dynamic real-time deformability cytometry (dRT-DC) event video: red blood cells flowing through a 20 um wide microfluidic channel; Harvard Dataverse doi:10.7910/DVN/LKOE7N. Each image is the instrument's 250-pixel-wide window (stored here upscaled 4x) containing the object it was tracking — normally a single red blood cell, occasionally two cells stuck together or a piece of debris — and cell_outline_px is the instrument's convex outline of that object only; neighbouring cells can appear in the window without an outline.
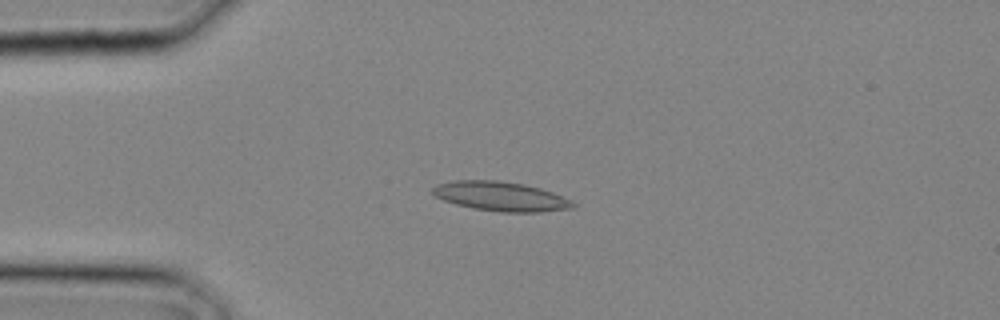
{"species": "common noctule bat (a hibernating species)", "species_latin": "Nyctalus noctula", "temperature_condition": "cold", "stored_images_in_passage": 11, "camera_frame_rate_fps": 3000, "um_per_image_px": 0.085, "animal": {"sex": "male", "body_mass_g": 20.4}, "frame": {"image": 1, "passage_image": 4, "time_ms": 1.0, "image_size_px": [1000, 320], "cell_outline_px": [[576, 204], [572, 208], [540, 212], [500, 212], [472, 208], [456, 204], [444, 200], [436, 196], [432, 192], [432, 188], [436, 184], [452, 180], [500, 180], [524, 184], [540, 188], [552, 192], [572, 200]], "centroid_in_image_um": [42.56, 16.68], "position_along_channel_um": 42.4, "area_um2": 24.1}}
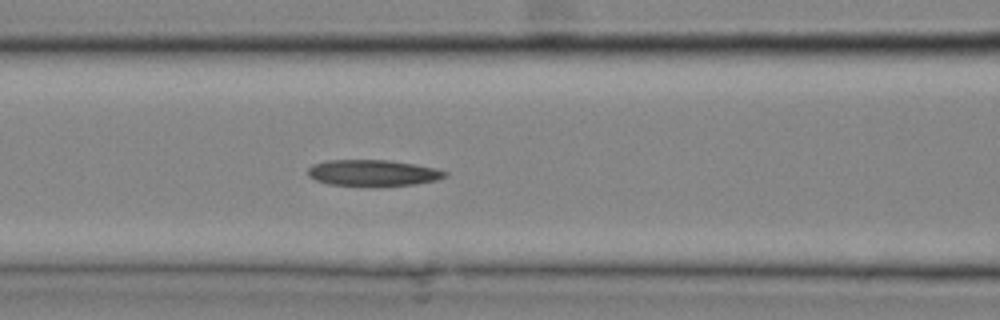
{"frame": {"image": 2, "passage_image": 9, "time_ms": 2.667, "image_size_px": [1000, 320], "cell_outline_px": [[448, 176], [436, 180], [416, 184], [328, 184], [316, 180], [308, 176], [308, 168], [312, 164], [328, 160], [388, 160], [436, 168], [448, 172]], "centroid_in_image_um": [31.7, 14.66], "position_along_channel_um": 134.9, "area_um2": 20.29}}
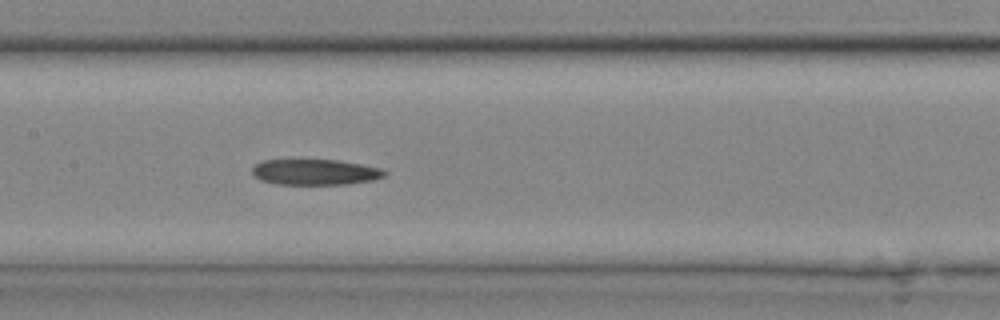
{"frame": {"image": 3, "passage_image": 11, "time_ms": 3.333, "image_size_px": [1000, 320], "cell_outline_px": [[388, 172], [384, 176], [372, 180], [348, 184], [276, 184], [260, 180], [252, 172], [252, 164], [260, 160], [340, 160], [384, 168]], "centroid_in_image_um": [26.79, 14.61], "position_along_channel_um": 180.6, "area_um2": 20.06}}